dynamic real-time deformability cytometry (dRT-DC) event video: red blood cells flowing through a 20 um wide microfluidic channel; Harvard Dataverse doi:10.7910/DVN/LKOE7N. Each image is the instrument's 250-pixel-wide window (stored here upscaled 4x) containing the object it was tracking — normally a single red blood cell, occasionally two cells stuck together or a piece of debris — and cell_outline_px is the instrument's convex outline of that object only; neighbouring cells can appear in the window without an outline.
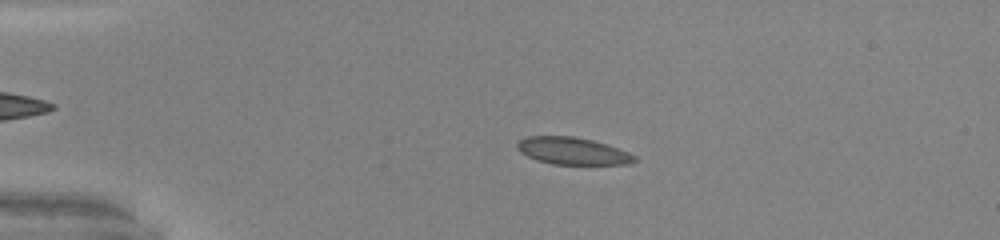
{"species": "common noctule bat (a hibernating species)", "species_latin": "Nyctalus noctula", "temperature_condition": "warm", "stored_images_in_passage": 50, "camera_frame_rate_fps": 3000, "um_per_image_px": 0.085, "animal": {"sex": "male", "body_mass_g": 20.0, "forearm_length_mm": 53.3}, "frame": {"image": 1, "passage_image": 11, "time_ms": 3.333, "image_size_px": [1000, 240], "cell_outline_px": [[636, 160], [628, 164], [552, 164], [536, 160], [520, 152], [516, 148], [516, 144], [524, 136], [572, 136], [592, 140], [608, 144], [628, 152], [636, 156]], "centroid_in_image_um": [48.64, 12.82], "position_along_channel_um": 36.4, "area_um2": 18.61}}
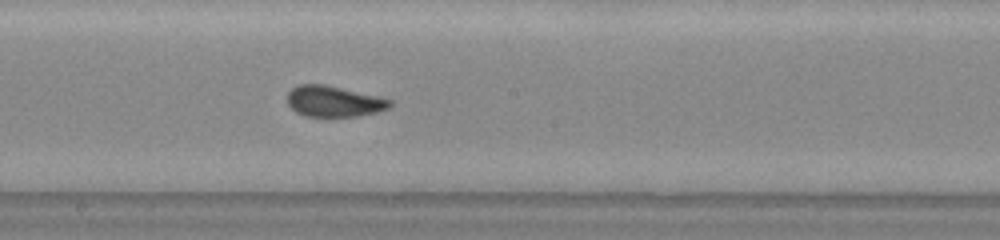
{"frame": {"image": 2, "passage_image": 28, "time_ms": 9.0, "image_size_px": [1000, 240], "cell_outline_px": [[392, 108], [360, 116], [304, 116], [296, 112], [288, 104], [288, 92], [292, 88], [300, 84], [324, 84], [380, 96], [392, 100]], "centroid_in_image_um": [28.42, 8.61], "position_along_channel_um": 219.8, "area_um2": 18.61}}
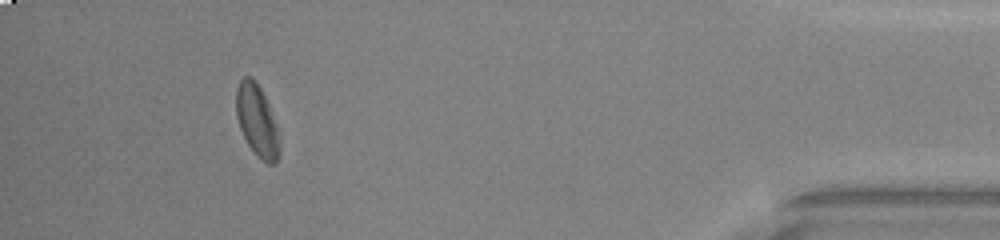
{"frame": {"image": 3, "passage_image": 46, "time_ms": 15.0, "image_size_px": [1000, 240], "cell_outline_px": [[280, 156], [276, 164], [268, 164], [260, 160], [256, 156], [248, 144], [240, 128], [236, 116], [236, 88], [240, 80], [244, 76], [252, 76], [260, 88], [268, 104], [280, 140]], "centroid_in_image_um": [21.84, 10.3], "position_along_channel_um": 413.4, "area_um2": 18.15}, "authors_computed_cell_mechanics": {"area_um2": 18.7561, "velocity_mm_per_s": 4.1452, "shape_relaxation_time_tau1_ms": null, "shape_relaxation_time_tau2_ms": 0.7172, "deformation_change_tau1": null, "deformation_change_tau2": 0.0478}}